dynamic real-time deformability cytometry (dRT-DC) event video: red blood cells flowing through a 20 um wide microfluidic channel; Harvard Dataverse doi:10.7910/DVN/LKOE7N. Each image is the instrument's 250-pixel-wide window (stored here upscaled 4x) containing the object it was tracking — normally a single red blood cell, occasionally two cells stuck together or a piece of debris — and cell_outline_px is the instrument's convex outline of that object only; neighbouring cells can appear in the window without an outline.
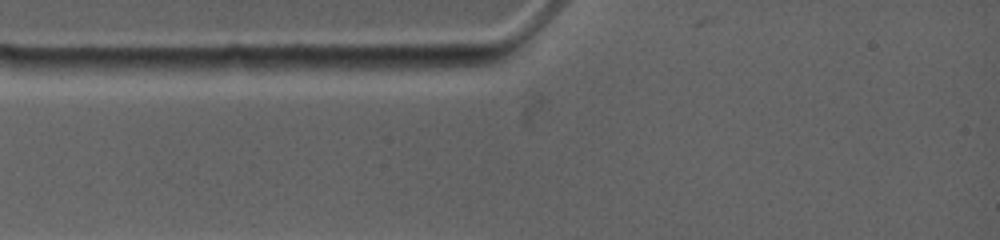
{"species": "common noctule bat (a hibernating species)", "species_latin": "Nyctalus noctula", "temperature_condition": "warm", "stored_images_in_passage": 6, "camera_frame_rate_fps": 4500, "um_per_image_px": 0.085, "animal": {"sex": "female", "body_mass_g": 19.0, "forearm_length_mm": 53.3}, "frame": {"image": 1, "passage_image": 2, "time_ms": 0.222, "image_size_px": [1000, 240], "cell_outline_px": [[496, 60], [492, 64], [456, 68], [416, 72], [364, 68], [364, 64], [372, 56], [476, 56]], "centroid_in_image_um": [36.08, 5.34], "position_along_channel_um": 48.9, "area_um2": 11.56}}